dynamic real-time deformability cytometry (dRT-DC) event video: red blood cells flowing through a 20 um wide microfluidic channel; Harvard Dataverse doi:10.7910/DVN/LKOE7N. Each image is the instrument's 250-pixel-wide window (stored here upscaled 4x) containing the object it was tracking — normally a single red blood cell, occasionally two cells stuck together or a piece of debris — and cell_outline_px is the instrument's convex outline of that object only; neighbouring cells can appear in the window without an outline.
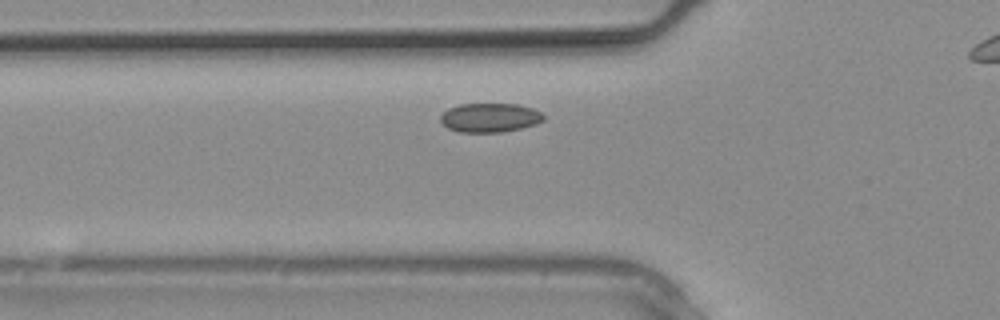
{"species": "common noctule bat (a hibernating species)", "species_latin": "Nyctalus noctula", "temperature_condition": "warm", "stored_images_in_passage": 6, "camera_frame_rate_fps": 3000, "um_per_image_px": 0.085, "animal": {"sex": "male", "body_mass_g": 20.4}, "frame": {"image": 1, "passage_image": 2, "time_ms": 0.333, "image_size_px": [1000, 320], "cell_outline_px": [[544, 120], [536, 124], [520, 128], [500, 132], [460, 132], [448, 128], [440, 120], [440, 116], [448, 108], [460, 104], [516, 104], [532, 108], [540, 112], [544, 116]], "centroid_in_image_um": [41.63, 10.0], "position_along_channel_um": 84.2, "area_um2": 17.34}}